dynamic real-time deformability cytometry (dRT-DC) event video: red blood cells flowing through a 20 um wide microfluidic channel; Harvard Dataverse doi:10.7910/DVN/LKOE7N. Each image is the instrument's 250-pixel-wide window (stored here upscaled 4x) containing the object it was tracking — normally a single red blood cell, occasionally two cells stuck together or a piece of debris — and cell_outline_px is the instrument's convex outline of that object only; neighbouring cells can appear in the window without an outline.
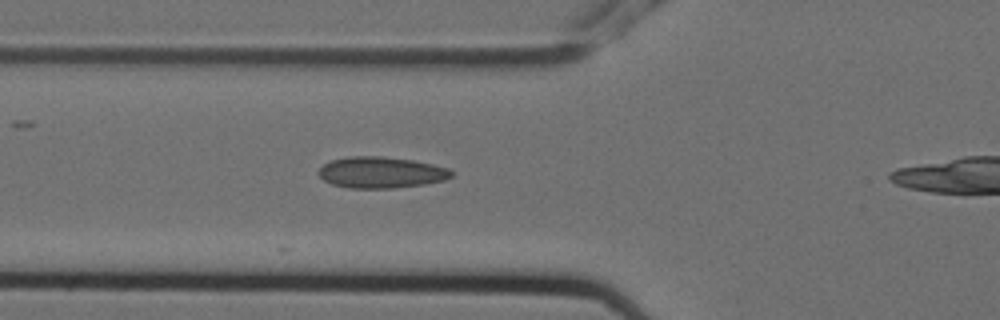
{"species": "Egyptian fruit bat (a non-hibernating species)", "species_latin": "Rousettus aegyptiacus", "temperature_condition": "cold", "stored_images_in_passage": 5, "camera_frame_rate_fps": 3000, "um_per_image_px": 0.085, "animal": {"sex": "female"}, "frame": {"image": 1, "passage_image": 4, "time_ms": 1.0, "image_size_px": [1000, 320], "cell_outline_px": [[452, 176], [444, 180], [424, 184], [396, 188], [348, 188], [332, 184], [324, 180], [316, 172], [328, 160], [348, 156], [380, 156], [412, 160], [432, 164], [448, 168], [452, 172]], "centroid_in_image_um": [32.35, 14.65], "position_along_channel_um": 93.5, "area_um2": 24.28}}